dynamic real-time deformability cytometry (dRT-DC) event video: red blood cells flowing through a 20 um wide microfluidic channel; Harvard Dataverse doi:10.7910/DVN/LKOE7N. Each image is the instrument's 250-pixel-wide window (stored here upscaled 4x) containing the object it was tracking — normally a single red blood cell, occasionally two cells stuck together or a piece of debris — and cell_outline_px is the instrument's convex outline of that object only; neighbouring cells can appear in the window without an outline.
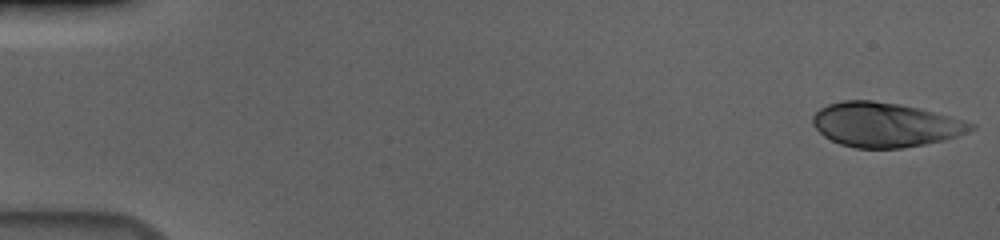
{"species": "human", "species_latin": "Homo sapiens", "temperature_condition": "cold", "stored_images_in_passage": 55, "camera_frame_rate_fps": 3000, "um_per_image_px": 0.085, "donor": {"sex": "male"}, "frame": {"image": 1, "passage_image": 1, "time_ms": 0.0, "image_size_px": [1000, 240], "cell_outline_px": [[976, 128], [968, 132], [944, 140], [924, 144], [900, 148], [856, 148], [840, 144], [824, 136], [812, 124], [812, 116], [820, 108], [828, 104], [844, 100], [872, 100], [900, 104], [964, 120], [976, 124]], "centroid_in_image_um": [75.22, 10.6], "position_along_channel_um": 9.8, "area_um2": 40.69}}
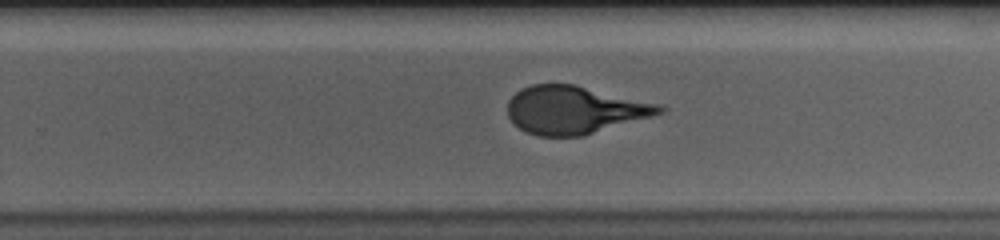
{"frame": {"image": 2, "passage_image": 36, "time_ms": 11.667, "image_size_px": [1000, 240], "cell_outline_px": [[668, 108], [664, 112], [652, 116], [584, 136], [536, 136], [520, 128], [508, 116], [508, 100], [520, 88], [532, 84], [572, 84], [664, 104]], "centroid_in_image_um": [48.88, 9.34], "position_along_channel_um": 280.9, "area_um2": 42.54}}
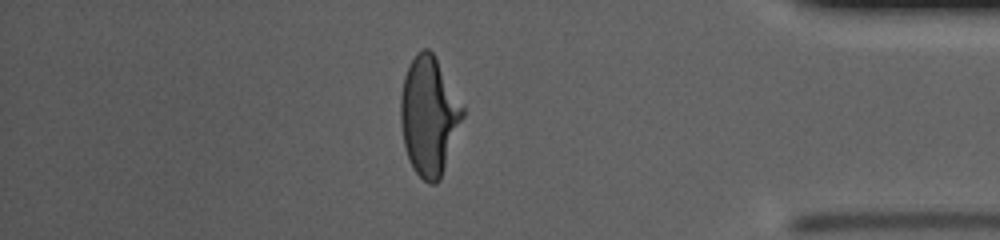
{"frame": {"image": 3, "passage_image": 48, "time_ms": 15.667, "image_size_px": [1000, 240], "cell_outline_px": [[464, 116], [440, 180], [436, 184], [428, 184], [416, 172], [408, 156], [404, 144], [400, 120], [400, 96], [404, 76], [408, 64], [416, 52], [424, 48], [428, 48], [432, 52], [464, 108]], "centroid_in_image_um": [36.45, 9.85], "position_along_channel_um": 398.8, "area_um2": 42.54}, "authors_computed_cell_mechanics": {"area_um2": 42.194, "velocity_mm_per_s": 3.6805, "shape_relaxation_time_tau1_ms": 3.697, "shape_relaxation_time_tau2_ms": null, "deformation_change_tau1": 0.1906, "deformation_change_tau2": null}}